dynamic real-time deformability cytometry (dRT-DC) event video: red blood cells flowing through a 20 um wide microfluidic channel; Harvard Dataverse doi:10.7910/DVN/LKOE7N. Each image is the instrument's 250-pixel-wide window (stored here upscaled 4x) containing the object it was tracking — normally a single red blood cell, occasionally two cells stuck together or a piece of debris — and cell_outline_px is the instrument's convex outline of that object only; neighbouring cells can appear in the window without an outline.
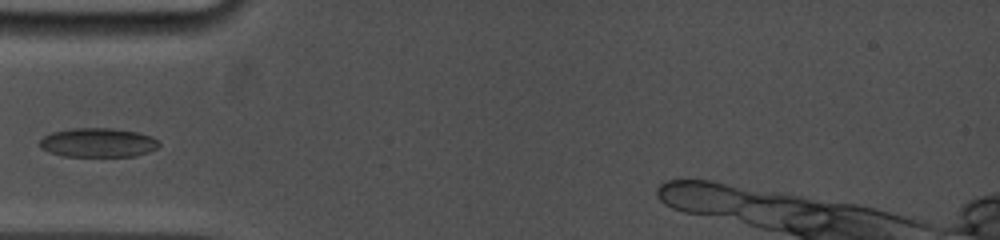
{"species": "common noctule bat (a hibernating species)", "species_latin": "Nyctalus noctula", "temperature_condition": "cold", "stored_images_in_passage": 9, "camera_frame_rate_fps": 5000, "um_per_image_px": 0.085, "animal": {"sex": "female", "body_mass_g": 19.0, "forearm_length_mm": 53.3}, "frame": {"image": 1, "passage_image": 3, "time_ms": 1.2, "image_size_px": [1000, 240], "cell_outline_px": [[160, 144], [156, 148], [148, 152], [136, 156], [64, 156], [48, 152], [40, 148], [40, 140], [44, 136], [52, 132], [72, 128], [112, 128], [136, 132], [152, 136]], "centroid_in_image_um": [8.31, 12.12], "position_along_channel_um": 76.7, "area_um2": 20.23}}
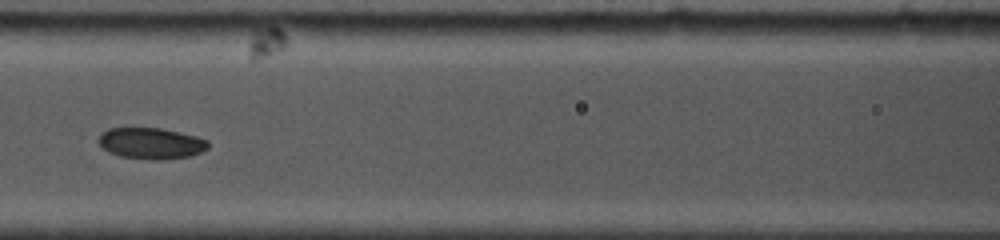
{"frame": {"image": 2, "passage_image": 6, "time_ms": 3.2, "image_size_px": [1000, 240], "cell_outline_px": [[208, 148], [200, 152], [188, 156], [156, 160], [120, 156], [108, 152], [100, 148], [96, 140], [108, 128], [160, 128], [196, 136], [208, 140]], "centroid_in_image_um": [12.79, 12.18], "position_along_channel_um": 153.8, "area_um2": 19.83}}
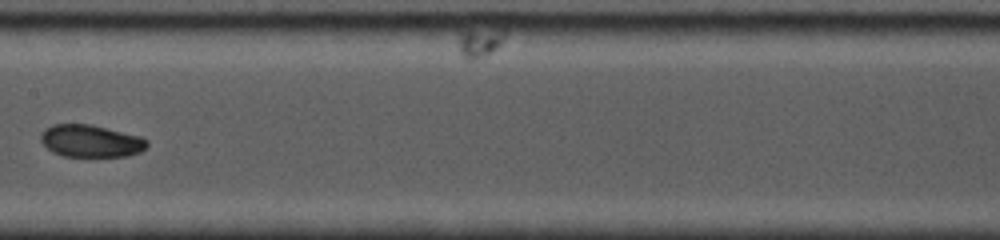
{"frame": {"image": 3, "passage_image": 8, "time_ms": 4.4, "image_size_px": [1000, 240], "cell_outline_px": [[148, 144], [140, 152], [128, 156], [64, 156], [52, 152], [40, 140], [40, 132], [44, 128], [52, 124], [92, 124], [140, 136], [148, 140]], "centroid_in_image_um": [7.69, 11.97], "position_along_channel_um": 199.7, "area_um2": 20.11}}